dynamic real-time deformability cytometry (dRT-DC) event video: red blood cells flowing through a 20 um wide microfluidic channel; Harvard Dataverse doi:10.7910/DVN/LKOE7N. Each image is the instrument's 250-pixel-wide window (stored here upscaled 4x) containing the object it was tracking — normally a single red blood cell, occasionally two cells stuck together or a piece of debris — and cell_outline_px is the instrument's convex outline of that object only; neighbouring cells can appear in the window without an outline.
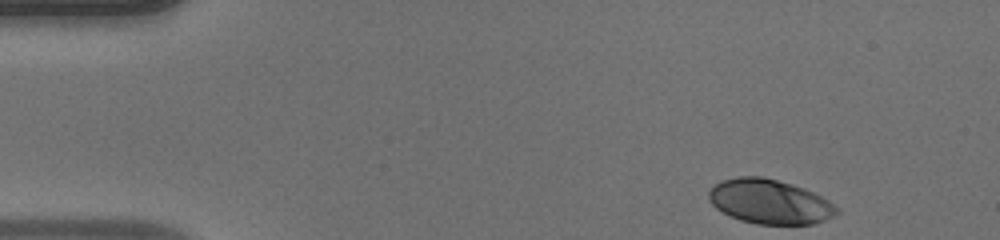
{"species": "human", "species_latin": "Homo sapiens", "temperature_condition": "warm", "stored_images_in_passage": 44, "camera_frame_rate_fps": 3000, "um_per_image_px": 0.085, "donor": {"sex": "male"}, "frame": {"image": 1, "passage_image": 1, "time_ms": 0.0, "image_size_px": [1000, 240], "cell_outline_px": [[840, 212], [824, 220], [812, 224], [756, 224], [740, 220], [716, 208], [712, 204], [708, 196], [708, 192], [720, 180], [736, 176], [764, 176], [792, 184], [804, 188], [828, 200]], "centroid_in_image_um": [65.4, 17.12], "position_along_channel_um": 19.6, "area_um2": 33.0}}
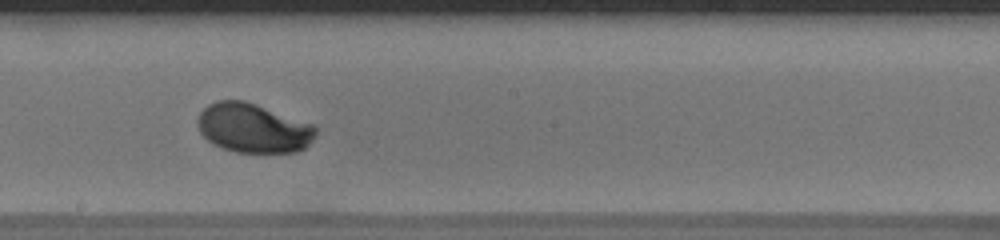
{"frame": {"image": 2, "passage_image": 23, "time_ms": 7.333, "image_size_px": [1000, 240], "cell_outline_px": [[316, 136], [304, 148], [296, 152], [236, 152], [212, 144], [200, 132], [196, 124], [196, 120], [200, 112], [208, 104], [216, 100], [244, 100], [256, 104], [312, 124], [316, 128]], "centroid_in_image_um": [21.49, 10.88], "position_along_channel_um": 226.7, "area_um2": 33.87}}
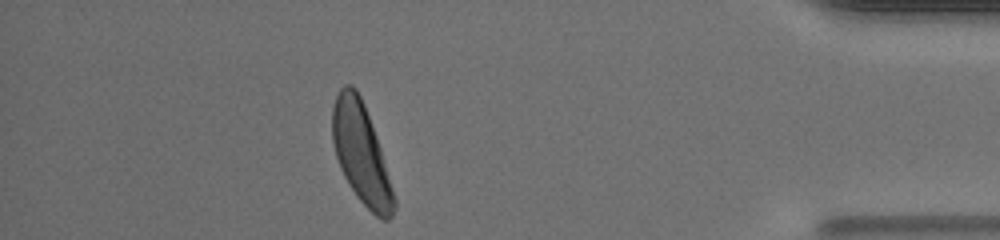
{"frame": {"image": 3, "passage_image": 39, "time_ms": 12.667, "image_size_px": [1000, 240], "cell_outline_px": [[396, 208], [392, 216], [388, 220], [384, 220], [376, 216], [356, 196], [344, 176], [340, 168], [336, 156], [332, 140], [332, 108], [336, 96], [340, 88], [344, 84], [352, 84], [356, 88], [364, 104], [376, 136], [380, 148], [396, 200]], "centroid_in_image_um": [30.69, 13.04], "position_along_channel_um": 404.5, "area_um2": 35.6}, "authors_computed_cell_mechanics": {"area_um2": 34.0442, "velocity_mm_per_s": 4.1751, "shape_relaxation_time_tau1_ms": 2.0016, "shape_relaxation_time_tau2_ms": null, "deformation_change_tau1": 0.1665, "deformation_change_tau2": null}}